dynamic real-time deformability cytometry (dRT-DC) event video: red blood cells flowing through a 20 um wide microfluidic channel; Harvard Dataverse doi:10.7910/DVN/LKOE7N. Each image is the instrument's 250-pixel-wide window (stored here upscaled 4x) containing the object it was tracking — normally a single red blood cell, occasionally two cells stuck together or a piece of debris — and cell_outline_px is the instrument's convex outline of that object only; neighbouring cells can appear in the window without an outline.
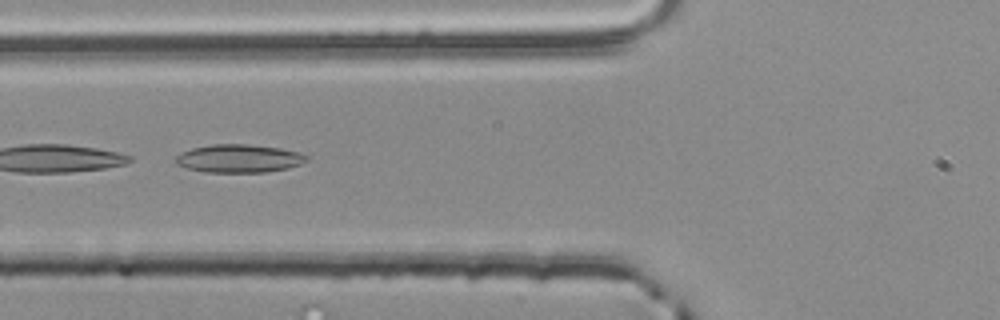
{"species": "common noctule bat (a hibernating species)", "species_latin": "Nyctalus noctula", "temperature_condition": "room temperature", "stored_images_in_passage": 53, "camera_frame_rate_fps": 3000, "um_per_image_px": 0.085, "animal": {"sex": "male", "body_mass_g": 20.4}, "frame": {"image": 1, "passage_image": 21, "time_ms": 6.667, "image_size_px": [1000, 320], "cell_outline_px": [[308, 160], [300, 164], [288, 168], [264, 172], [204, 172], [188, 168], [176, 164], [176, 156], [180, 152], [192, 148], [212, 144], [248, 144], [280, 148], [300, 152], [308, 156]], "centroid_in_image_um": [20.32, 13.46], "position_along_channel_um": 105.5, "area_um2": 21.5}}
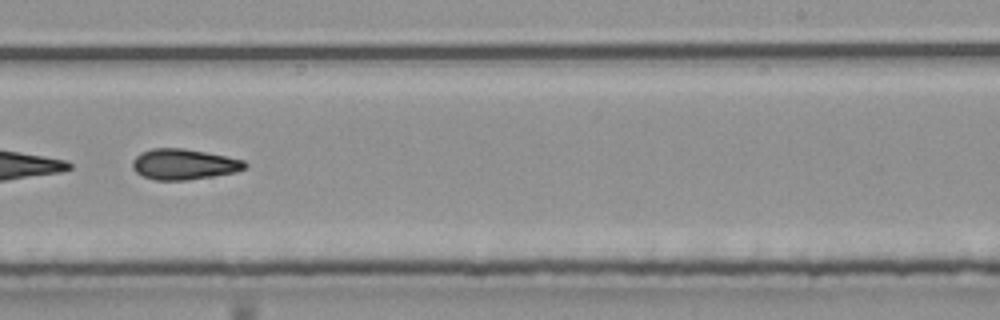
{"frame": {"image": 2, "passage_image": 34, "time_ms": 11.0, "image_size_px": [1000, 320], "cell_outline_px": [[248, 164], [244, 168], [236, 172], [188, 180], [156, 180], [144, 176], [136, 172], [132, 168], [132, 160], [140, 152], [152, 148], [184, 148], [244, 160]], "centroid_in_image_um": [15.6, 13.96], "position_along_channel_um": 273.4, "area_um2": 20.0}, "authors_computed_cell_mechanics": {"area_um2": 25.432, "velocity_mm_per_s": 3.8703, "shape_relaxation_time_tau1_ms": null, "shape_relaxation_time_tau2_ms": 6.2379, "deformation_change_tau1": null, "deformation_change_tau2": 0.1554}}